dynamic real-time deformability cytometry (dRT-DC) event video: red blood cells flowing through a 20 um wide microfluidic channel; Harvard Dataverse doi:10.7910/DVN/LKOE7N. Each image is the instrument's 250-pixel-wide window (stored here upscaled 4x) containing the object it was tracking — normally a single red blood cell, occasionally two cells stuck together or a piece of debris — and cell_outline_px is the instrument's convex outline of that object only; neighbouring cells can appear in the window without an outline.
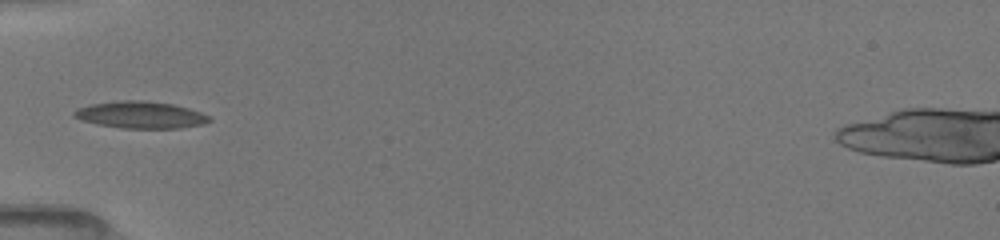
{"species": "common noctule bat (a hibernating species)", "species_latin": "Nyctalus noctula", "temperature_condition": "room temperature", "stored_images_in_passage": 2, "camera_frame_rate_fps": 3000, "um_per_image_px": 0.085, "animal": {"sex": "female", "body_mass_g": 19.5, "forearm_length_mm": 54.1}, "frame": {"image": 1, "passage_image": 1, "time_ms": 0.0, "image_size_px": [1000, 240], "cell_outline_px": [[212, 120], [204, 124], [180, 128], [120, 128], [96, 124], [80, 120], [72, 116], [72, 112], [76, 108], [88, 104], [120, 100], [144, 100], [172, 104], [188, 108], [212, 116]], "centroid_in_image_um": [11.91, 9.76], "position_along_channel_um": 73.1, "area_um2": 21.56}}